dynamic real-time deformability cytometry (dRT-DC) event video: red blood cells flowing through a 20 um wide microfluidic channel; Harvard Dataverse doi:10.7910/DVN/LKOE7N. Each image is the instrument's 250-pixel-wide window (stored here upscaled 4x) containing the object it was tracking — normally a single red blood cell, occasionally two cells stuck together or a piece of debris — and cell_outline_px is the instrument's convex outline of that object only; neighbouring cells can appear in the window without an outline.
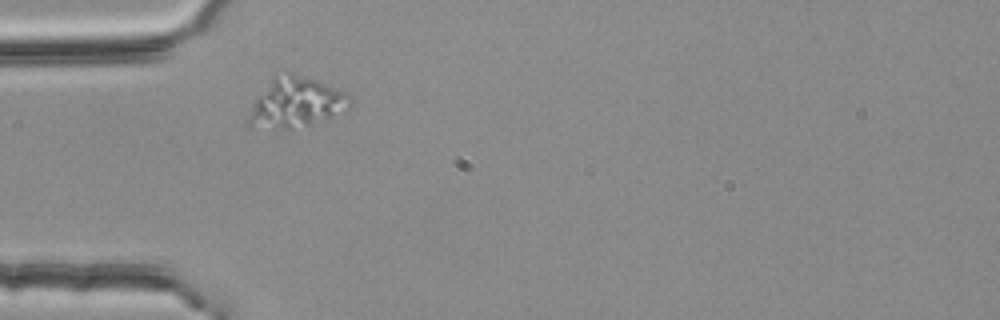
{"species": "common noctule bat (a hibernating species)", "species_latin": "Nyctalus noctula", "temperature_condition": "room temperature", "stored_images_in_passage": 41, "camera_frame_rate_fps": 3000, "um_per_image_px": 0.085, "animal": {"sex": "female", "body_mass_g": 25.1}, "frame": {"image": 1, "passage_image": 1, "time_ms": 0.0, "image_size_px": [1000, 320], "cell_outline_px": [[352, 104], [348, 108], [308, 124], [292, 128], [248, 128], [244, 124], [252, 104], [256, 96], [272, 76], [288, 72], [292, 72], [316, 80], [348, 92], [352, 96]], "centroid_in_image_um": [25.08, 8.7], "position_along_channel_um": 59.9, "area_um2": 29.65}}
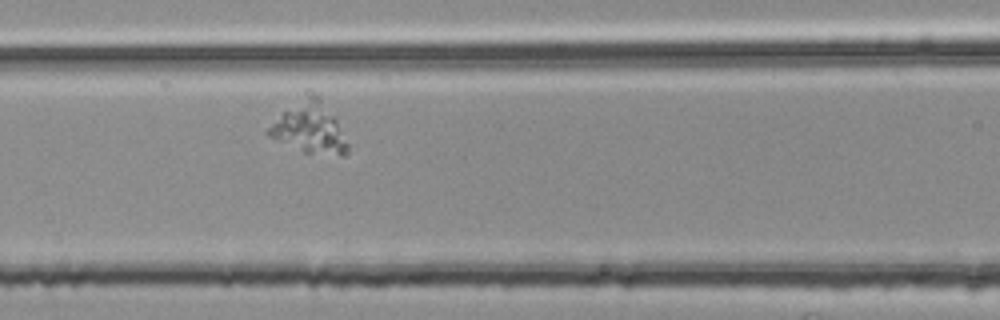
{"frame": {"image": 2, "passage_image": 8, "time_ms": 2.333, "image_size_px": [1000, 320], "cell_outline_px": [[348, 152], [344, 156], [340, 156], [304, 152], [268, 136], [264, 132], [284, 112], [312, 96], [320, 96], [336, 120], [348, 144]], "centroid_in_image_um": [26.35, 10.96], "position_along_channel_um": 140.2, "area_um2": 22.2}}
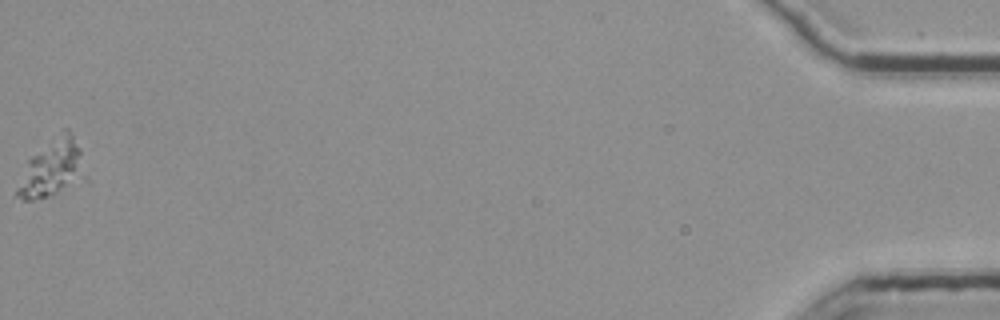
{"frame": {"image": 3, "passage_image": 41, "time_ms": 13.333, "image_size_px": [1000, 320], "cell_outline_px": [[84, 180], [48, 196], [32, 200], [24, 200], [12, 196], [28, 160], [52, 136], [64, 128], [68, 128], [72, 132], [80, 148], [84, 176]], "centroid_in_image_um": [4.4, 14.28], "position_along_channel_um": 430.8, "area_um2": 22.6}}